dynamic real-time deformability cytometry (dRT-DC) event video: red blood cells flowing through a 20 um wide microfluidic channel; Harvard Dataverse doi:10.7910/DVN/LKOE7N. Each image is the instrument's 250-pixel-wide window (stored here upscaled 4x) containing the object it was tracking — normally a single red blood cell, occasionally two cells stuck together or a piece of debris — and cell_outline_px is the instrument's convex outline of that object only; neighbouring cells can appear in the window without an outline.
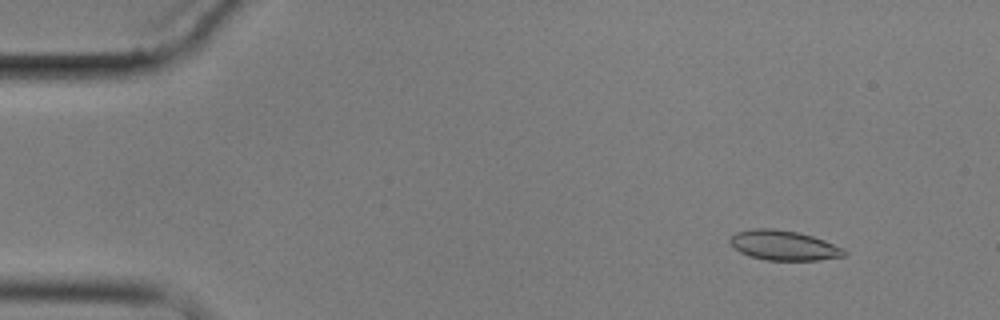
{"species": "common noctule bat (a hibernating species)", "species_latin": "Nyctalus noctula", "temperature_condition": "cold", "stored_images_in_passage": 4, "camera_frame_rate_fps": 3000, "um_per_image_px": 0.085, "animal": {"sex": "male", "body_mass_g": 17.9}, "frame": {"image": 1, "passage_image": 2, "time_ms": 1.0, "image_size_px": [1000, 320], "cell_outline_px": [[848, 252], [844, 256], [820, 260], [768, 260], [752, 256], [740, 252], [732, 248], [728, 240], [736, 232], [752, 228], [772, 228], [796, 232], [812, 236], [824, 240], [844, 248]], "centroid_in_image_um": [66.61, 20.85], "position_along_channel_um": 18.4, "area_um2": 19.88}}